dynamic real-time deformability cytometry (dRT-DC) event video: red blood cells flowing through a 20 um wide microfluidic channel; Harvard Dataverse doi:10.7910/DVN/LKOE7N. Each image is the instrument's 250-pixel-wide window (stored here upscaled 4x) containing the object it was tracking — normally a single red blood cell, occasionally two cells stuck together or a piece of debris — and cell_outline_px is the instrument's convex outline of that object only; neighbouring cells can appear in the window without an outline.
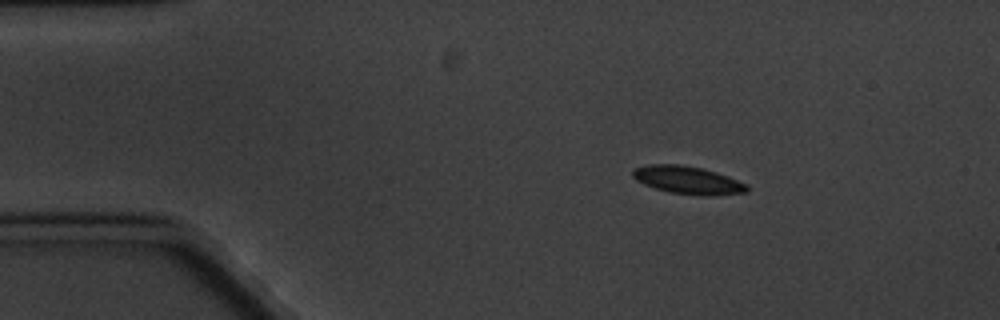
{"species": "common noctule bat (a hibernating species)", "species_latin": "Nyctalus noctula", "temperature_condition": "cold", "stored_images_in_passage": 8, "camera_frame_rate_fps": 3000, "um_per_image_px": 0.085, "animal": {"sex": "male", "body_mass_g": 20.1, "forearm_length_mm": 53.5}, "frame": {"image": 1, "passage_image": 2, "time_ms": 1.333, "image_size_px": [1000, 320], "cell_outline_px": [[748, 192], [712, 196], [668, 192], [644, 184], [636, 180], [632, 176], [632, 168], [648, 164], [680, 164], [704, 168], [728, 176], [748, 184]], "centroid_in_image_um": [58.46, 15.29], "position_along_channel_um": 26.5, "area_um2": 18.67}}
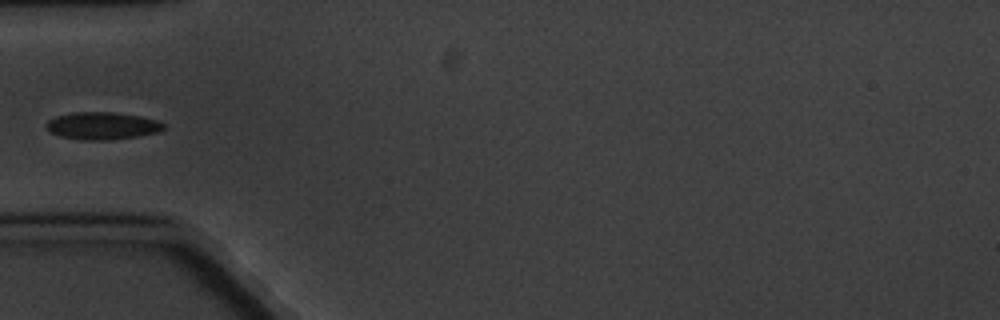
{"frame": {"image": 2, "passage_image": 5, "time_ms": 4.667, "image_size_px": [1000, 320], "cell_outline_px": [[164, 128], [156, 132], [136, 136], [104, 140], [80, 140], [60, 136], [48, 132], [44, 124], [48, 120], [56, 116], [72, 112], [112, 112], [140, 116], [156, 120], [164, 124]], "centroid_in_image_um": [8.6, 10.69], "position_along_channel_um": 76.4, "area_um2": 18.67}}